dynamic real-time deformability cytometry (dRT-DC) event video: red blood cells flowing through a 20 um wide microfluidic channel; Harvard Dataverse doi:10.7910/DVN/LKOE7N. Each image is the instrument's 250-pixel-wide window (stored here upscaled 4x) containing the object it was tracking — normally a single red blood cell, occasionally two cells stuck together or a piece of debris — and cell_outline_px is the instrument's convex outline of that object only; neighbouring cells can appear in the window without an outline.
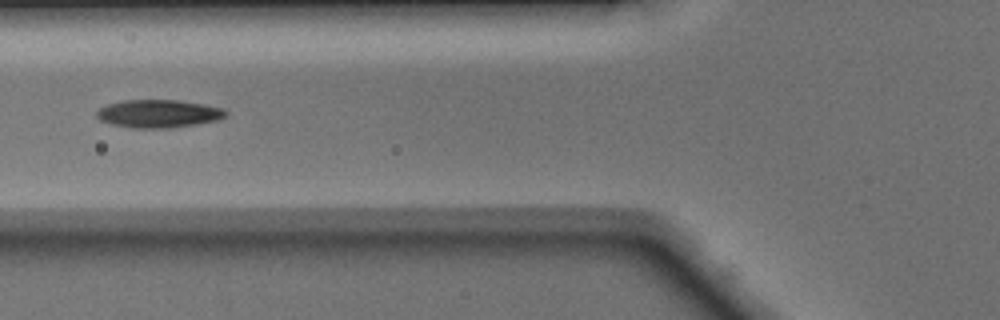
{"species": "Egyptian fruit bat (a non-hibernating species)", "species_latin": "Rousettus aegyptiacus", "temperature_condition": "warm", "stored_images_in_passage": 30, "segment_of_instrument_passage": [2, 2], "camera_frame_rate_fps": 3000, "um_per_image_px": 0.085, "animal": {"sex": "male"}, "frame": {"image": 1, "passage_image": 19, "time_ms": 6.0, "image_size_px": [1000, 320], "cell_outline_px": [[228, 112], [224, 116], [216, 120], [168, 128], [132, 128], [112, 124], [100, 120], [96, 116], [96, 112], [100, 108], [108, 104], [124, 100], [180, 100], [204, 104], [224, 108]], "centroid_in_image_um": [13.45, 9.65], "position_along_channel_um": 112.3, "area_um2": 20.87}}
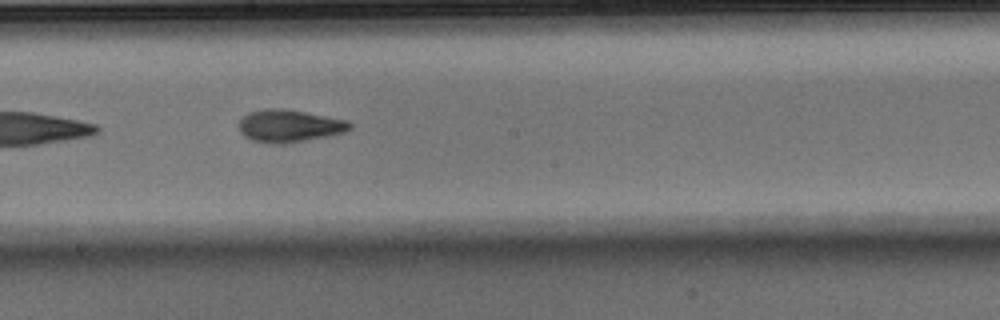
{"frame": {"image": 2, "passage_image": 27, "time_ms": 8.667, "image_size_px": [1000, 320], "cell_outline_px": [[352, 128], [344, 132], [284, 144], [276, 144], [252, 140], [244, 136], [240, 132], [240, 120], [248, 112], [264, 108], [284, 108], [348, 120], [352, 124]], "centroid_in_image_um": [24.58, 10.68], "position_along_channel_um": 223.6, "area_um2": 20.87}}